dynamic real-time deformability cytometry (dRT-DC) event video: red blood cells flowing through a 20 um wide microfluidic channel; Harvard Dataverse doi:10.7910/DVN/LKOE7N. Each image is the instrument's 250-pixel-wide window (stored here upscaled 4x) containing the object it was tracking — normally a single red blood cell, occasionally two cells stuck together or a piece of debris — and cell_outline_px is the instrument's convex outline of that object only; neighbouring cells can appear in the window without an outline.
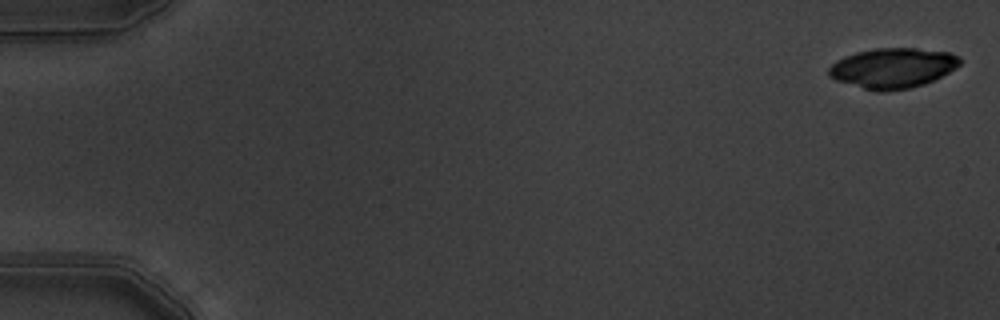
{"species": "common noctule bat (a hibernating species)", "species_latin": "Nyctalus noctula", "temperature_condition": "warm", "stored_images_in_passage": 5, "segment_of_instrument_passage": [2, 2], "camera_frame_rate_fps": 3000, "um_per_image_px": 0.085, "animal": {"sex": "male", "body_mass_g": 19.5, "forearm_length_mm": 54.6}, "frame": {"image": 1, "passage_image": 5, "time_ms": 1.333, "image_size_px": [1000, 320], "cell_outline_px": [[960, 64], [956, 68], [924, 84], [908, 88], [884, 92], [876, 92], [836, 80], [828, 76], [828, 68], [836, 60], [844, 56], [856, 52], [876, 48], [916, 48], [948, 52], [960, 56]], "centroid_in_image_um": [75.86, 5.78], "position_along_channel_um": 9.1, "area_um2": 30.63}}